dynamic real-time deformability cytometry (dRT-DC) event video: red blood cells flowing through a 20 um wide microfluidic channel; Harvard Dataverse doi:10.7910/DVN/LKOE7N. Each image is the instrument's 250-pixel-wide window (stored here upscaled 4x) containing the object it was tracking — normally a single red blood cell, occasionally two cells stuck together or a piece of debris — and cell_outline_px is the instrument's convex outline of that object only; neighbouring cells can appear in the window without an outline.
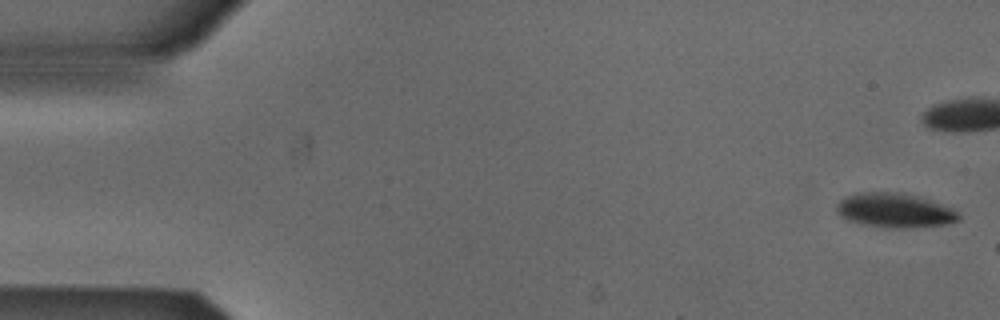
{"species": "Egyptian fruit bat (a non-hibernating species)", "species_latin": "Rousettus aegyptiacus", "temperature_condition": "cold", "stored_images_in_passage": 3, "camera_frame_rate_fps": 3000, "um_per_image_px": 0.085, "animal": {"sex": "male"}, "frame": {"image": 1, "passage_image": 1, "time_ms": 0.0, "image_size_px": [1000, 320], "cell_outline_px": [[960, 220], [948, 224], [908, 228], [884, 228], [860, 224], [848, 220], [840, 216], [836, 212], [836, 204], [844, 196], [856, 192], [896, 192], [916, 196], [952, 208], [960, 216]], "centroid_in_image_um": [75.99, 17.89], "position_along_channel_um": 9.0, "area_um2": 24.62}}